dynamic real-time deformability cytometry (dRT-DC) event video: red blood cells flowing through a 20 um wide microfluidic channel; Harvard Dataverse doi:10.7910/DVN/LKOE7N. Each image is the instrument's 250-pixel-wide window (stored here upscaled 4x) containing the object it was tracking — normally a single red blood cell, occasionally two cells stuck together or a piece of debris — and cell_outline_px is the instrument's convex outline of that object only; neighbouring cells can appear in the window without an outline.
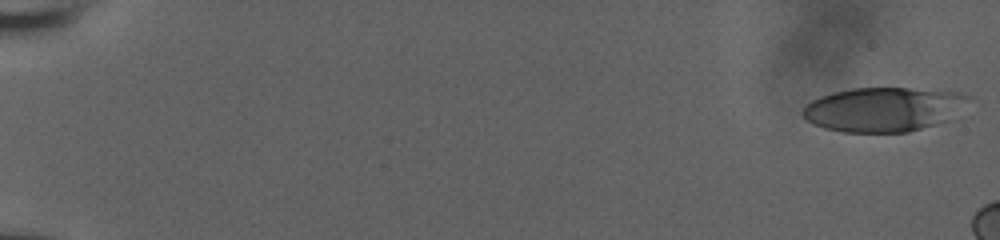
{"species": "human", "species_latin": "Homo sapiens", "temperature_condition": "room temperature", "stored_images_in_passage": 16, "camera_frame_rate_fps": 3000, "um_per_image_px": 0.085, "donor": {"sex": "male"}, "frame": {"image": 1, "passage_image": 1, "time_ms": 0.0, "image_size_px": [1000, 240], "cell_outline_px": [[972, 96], [956, 120], [908, 132], [844, 132], [824, 128], [812, 124], [800, 112], [812, 100], [820, 96], [832, 92], [852, 88], [908, 88], [960, 92]], "centroid_in_image_um": [75.2, 9.3], "position_along_channel_um": 9.8, "area_um2": 43.58}}